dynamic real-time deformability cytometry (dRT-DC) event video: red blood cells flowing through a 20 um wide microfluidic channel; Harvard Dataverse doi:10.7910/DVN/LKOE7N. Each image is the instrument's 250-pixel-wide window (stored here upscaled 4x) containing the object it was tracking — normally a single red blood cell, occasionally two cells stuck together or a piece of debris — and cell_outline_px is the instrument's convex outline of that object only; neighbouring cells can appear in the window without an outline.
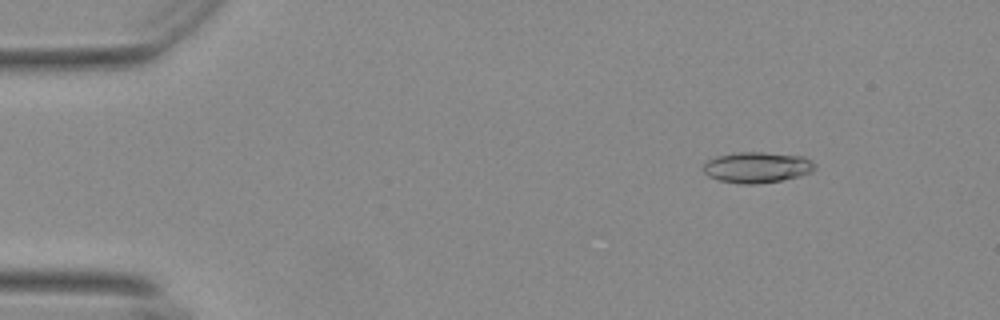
{"species": "Egyptian fruit bat (a non-hibernating species)", "species_latin": "Rousettus aegyptiacus", "temperature_condition": "warm", "stored_images_in_passage": 51, "camera_frame_rate_fps": 3000, "um_per_image_px": 0.085, "animal": {"sex": "female"}, "frame": {"image": 1, "passage_image": 6, "time_ms": 1.667, "image_size_px": [1000, 320], "cell_outline_px": [[816, 168], [812, 172], [800, 176], [780, 180], [756, 184], [740, 184], [720, 180], [708, 176], [704, 172], [704, 164], [708, 160], [716, 156], [740, 152], [764, 152], [804, 156], [816, 164]], "centroid_in_image_um": [64.38, 14.22], "position_along_channel_um": 20.6, "area_um2": 20.06}}
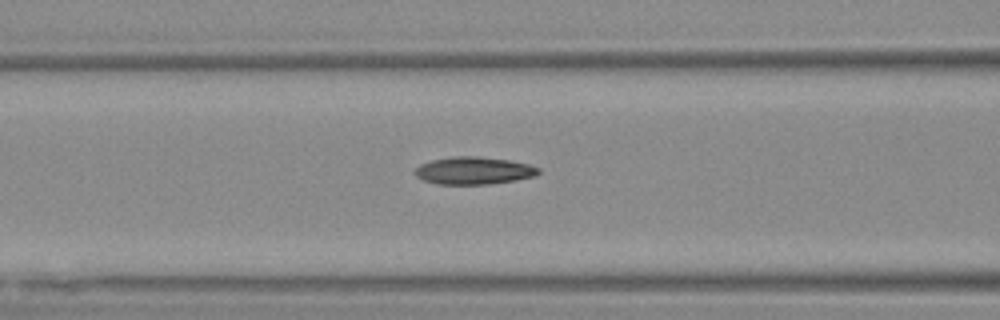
{"frame": {"image": 2, "passage_image": 22, "time_ms": 7.0, "image_size_px": [1000, 320], "cell_outline_px": [[540, 172], [536, 176], [516, 180], [488, 184], [436, 184], [424, 180], [416, 176], [412, 172], [420, 164], [432, 160], [456, 156], [476, 156], [508, 160], [528, 164], [540, 168]], "centroid_in_image_um": [40.26, 14.51], "position_along_channel_um": 126.3, "area_um2": 19.77}}
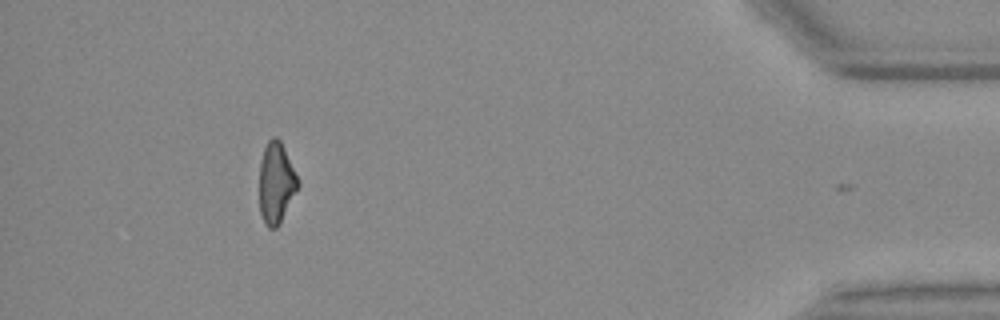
{"frame": {"image": 3, "passage_image": 50, "time_ms": 16.333, "image_size_px": [1000, 320], "cell_outline_px": [[300, 184], [280, 224], [276, 228], [268, 228], [264, 224], [260, 212], [260, 160], [264, 148], [268, 140], [272, 136], [276, 136], [280, 140], [300, 180]], "centroid_in_image_um": [23.48, 15.55], "position_along_channel_um": 411.7, "area_um2": 18.38}, "authors_computed_cell_mechanics": {"area_um2": 19.1896, "velocity_mm_per_s": 3.6986, "shape_relaxation_time_tau1_ms": null, "shape_relaxation_time_tau2_ms": 4.0729, "deformation_change_tau1": null, "deformation_change_tau2": 0.1216}}